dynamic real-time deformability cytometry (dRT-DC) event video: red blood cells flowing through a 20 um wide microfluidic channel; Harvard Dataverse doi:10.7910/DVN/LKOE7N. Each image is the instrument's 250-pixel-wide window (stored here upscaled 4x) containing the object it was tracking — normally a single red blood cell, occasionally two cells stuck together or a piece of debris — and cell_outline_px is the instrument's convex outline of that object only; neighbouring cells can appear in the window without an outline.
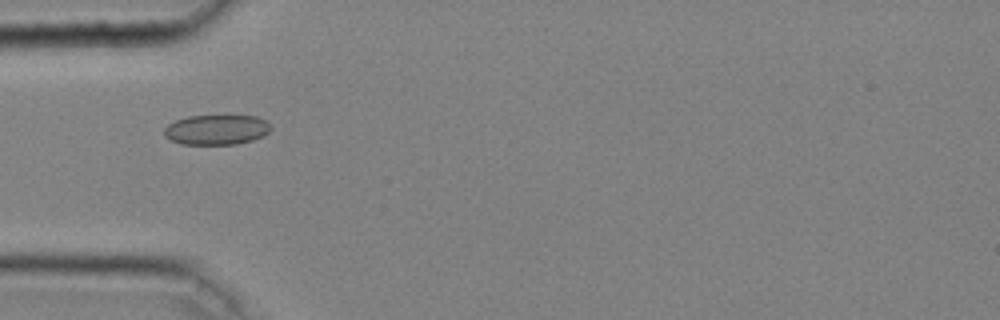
{"species": "common noctule bat (a hibernating species)", "species_latin": "Nyctalus noctula", "temperature_condition": "cold", "stored_images_in_passage": 43, "camera_frame_rate_fps": 3000, "um_per_image_px": 0.085, "animal": {"sex": "male", "body_mass_g": 20.4}, "frame": {"image": 1, "passage_image": 15, "time_ms": 4.667, "image_size_px": [1000, 320], "cell_outline_px": [[272, 128], [264, 136], [252, 140], [236, 144], [180, 144], [164, 136], [164, 128], [168, 124], [176, 120], [188, 116], [256, 116], [264, 120]], "centroid_in_image_um": [18.39, 11.03], "position_along_channel_um": 66.6, "area_um2": 18.55}}
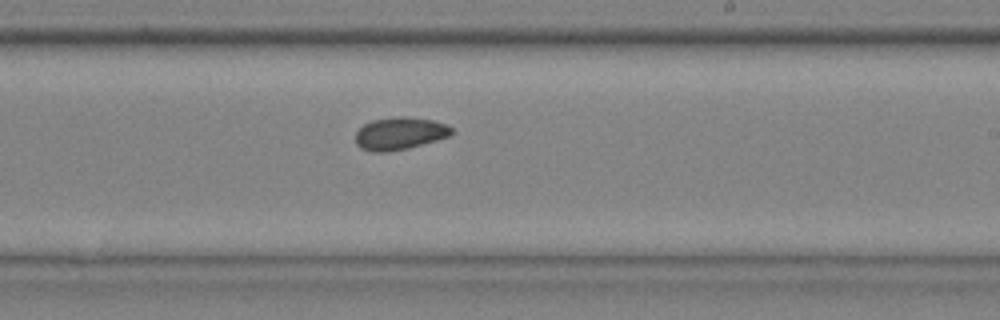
{"frame": {"image": 2, "passage_image": 29, "time_ms": 9.333, "image_size_px": [1000, 320], "cell_outline_px": [[452, 132], [448, 136], [436, 140], [408, 148], [388, 152], [372, 152], [360, 148], [356, 144], [356, 132], [364, 124], [372, 120], [400, 116], [404, 116], [432, 120], [444, 124], [452, 128]], "centroid_in_image_um": [33.93, 11.35], "position_along_channel_um": 255.1, "area_um2": 18.03}}
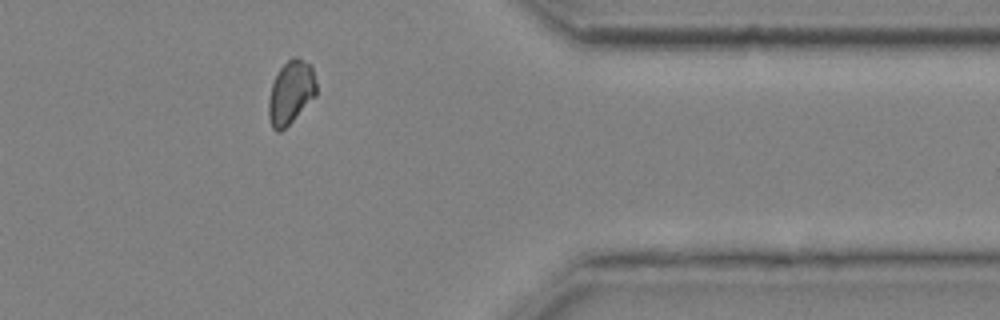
{"frame": {"image": 3, "passage_image": 40, "time_ms": 13.0, "image_size_px": [1000, 320], "cell_outline_px": [[316, 96], [280, 132], [276, 132], [272, 128], [268, 116], [268, 100], [272, 84], [280, 68], [292, 56], [296, 56], [312, 64], [316, 80]], "centroid_in_image_um": [24.73, 7.83], "position_along_channel_um": 386.7, "area_um2": 17.69}, "authors_computed_cell_mechanics": {"area_um2": 18.4382, "velocity_mm_per_s": 4.0523, "shape_relaxation_time_tau1_ms": null, "shape_relaxation_time_tau2_ms": 2.6289, "deformation_change_tau1": null, "deformation_change_tau2": 0.0485}}